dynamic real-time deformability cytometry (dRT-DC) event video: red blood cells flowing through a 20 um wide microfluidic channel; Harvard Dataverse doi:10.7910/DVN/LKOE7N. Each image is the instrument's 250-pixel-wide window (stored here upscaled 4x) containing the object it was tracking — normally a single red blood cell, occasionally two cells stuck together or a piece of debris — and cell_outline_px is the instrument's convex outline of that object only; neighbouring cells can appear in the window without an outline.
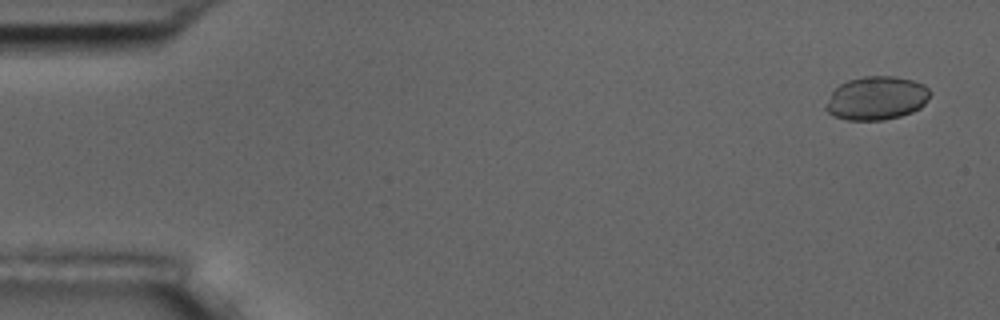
{"species": "common noctule bat (a hibernating species)", "species_latin": "Nyctalus noctula", "temperature_condition": "room temperature", "stored_images_in_passage": 5, "camera_frame_rate_fps": 3000, "um_per_image_px": 0.085, "animal": {"sex": "male", "body_mass_g": 17.5, "forearm_length_mm": 52.3}, "frame": {"image": 1, "passage_image": 1, "time_ms": 0.0, "image_size_px": [1000, 320], "cell_outline_px": [[932, 92], [928, 100], [920, 108], [912, 112], [900, 116], [884, 120], [848, 120], [832, 116], [824, 108], [832, 92], [840, 84], [848, 80], [864, 76], [896, 76], [912, 80], [924, 84]], "centroid_in_image_um": [74.53, 8.34], "position_along_channel_um": 10.5, "area_um2": 26.59}}